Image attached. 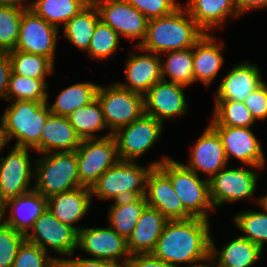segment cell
<instances>
[{"label":"cell","instance_id":"6da1fadb","mask_svg":"<svg viewBox=\"0 0 267 267\" xmlns=\"http://www.w3.org/2000/svg\"><path fill=\"white\" fill-rule=\"evenodd\" d=\"M209 221L192 217L167 221L152 254L174 267L177 264L213 261Z\"/></svg>","mask_w":267,"mask_h":267},{"label":"cell","instance_id":"7a4b0ae2","mask_svg":"<svg viewBox=\"0 0 267 267\" xmlns=\"http://www.w3.org/2000/svg\"><path fill=\"white\" fill-rule=\"evenodd\" d=\"M204 34L187 9L179 7L167 16L149 19L145 38L135 47L155 54L182 50L194 47Z\"/></svg>","mask_w":267,"mask_h":267},{"label":"cell","instance_id":"3957f363","mask_svg":"<svg viewBox=\"0 0 267 267\" xmlns=\"http://www.w3.org/2000/svg\"><path fill=\"white\" fill-rule=\"evenodd\" d=\"M151 163L147 168L135 161L119 160L106 170L91 187V195L99 199H126L143 196L146 193V179L153 167H158L164 160ZM135 162V163H134Z\"/></svg>","mask_w":267,"mask_h":267},{"label":"cell","instance_id":"277c9868","mask_svg":"<svg viewBox=\"0 0 267 267\" xmlns=\"http://www.w3.org/2000/svg\"><path fill=\"white\" fill-rule=\"evenodd\" d=\"M47 102L14 101L2 118L8 140L16 137L15 147L34 148L40 141L47 117Z\"/></svg>","mask_w":267,"mask_h":267},{"label":"cell","instance_id":"5b68a950","mask_svg":"<svg viewBox=\"0 0 267 267\" xmlns=\"http://www.w3.org/2000/svg\"><path fill=\"white\" fill-rule=\"evenodd\" d=\"M158 167L170 178L183 207L193 217L208 220L207 210L214 209L210 199L209 179L201 180L194 171L170 158Z\"/></svg>","mask_w":267,"mask_h":267},{"label":"cell","instance_id":"8992f818","mask_svg":"<svg viewBox=\"0 0 267 267\" xmlns=\"http://www.w3.org/2000/svg\"><path fill=\"white\" fill-rule=\"evenodd\" d=\"M37 162L33 189L44 197L82 187L79 181L76 152H52Z\"/></svg>","mask_w":267,"mask_h":267},{"label":"cell","instance_id":"52a82bcc","mask_svg":"<svg viewBox=\"0 0 267 267\" xmlns=\"http://www.w3.org/2000/svg\"><path fill=\"white\" fill-rule=\"evenodd\" d=\"M96 98L101 104L107 128L115 133L145 113L144 96L122 88L117 83L106 88L99 85Z\"/></svg>","mask_w":267,"mask_h":267},{"label":"cell","instance_id":"ba28073f","mask_svg":"<svg viewBox=\"0 0 267 267\" xmlns=\"http://www.w3.org/2000/svg\"><path fill=\"white\" fill-rule=\"evenodd\" d=\"M75 152L80 184L90 189L119 161L116 140L110 132L101 138L82 140Z\"/></svg>","mask_w":267,"mask_h":267},{"label":"cell","instance_id":"9c48e42d","mask_svg":"<svg viewBox=\"0 0 267 267\" xmlns=\"http://www.w3.org/2000/svg\"><path fill=\"white\" fill-rule=\"evenodd\" d=\"M162 125V122L144 113L132 123L119 128L113 133L119 160L134 161L152 148L161 135Z\"/></svg>","mask_w":267,"mask_h":267},{"label":"cell","instance_id":"30bf717a","mask_svg":"<svg viewBox=\"0 0 267 267\" xmlns=\"http://www.w3.org/2000/svg\"><path fill=\"white\" fill-rule=\"evenodd\" d=\"M26 241L38 245L47 252V246L61 255H72L78 247V232L56 219L47 208L34 222Z\"/></svg>","mask_w":267,"mask_h":267},{"label":"cell","instance_id":"8fae6325","mask_svg":"<svg viewBox=\"0 0 267 267\" xmlns=\"http://www.w3.org/2000/svg\"><path fill=\"white\" fill-rule=\"evenodd\" d=\"M255 171L244 168L221 169L209 178L210 199L214 208L226 201L235 202L254 195L257 183Z\"/></svg>","mask_w":267,"mask_h":267},{"label":"cell","instance_id":"7c38bea8","mask_svg":"<svg viewBox=\"0 0 267 267\" xmlns=\"http://www.w3.org/2000/svg\"><path fill=\"white\" fill-rule=\"evenodd\" d=\"M58 28L46 22L29 8L23 12L15 50L39 54L54 63Z\"/></svg>","mask_w":267,"mask_h":267},{"label":"cell","instance_id":"4fadbf2b","mask_svg":"<svg viewBox=\"0 0 267 267\" xmlns=\"http://www.w3.org/2000/svg\"><path fill=\"white\" fill-rule=\"evenodd\" d=\"M95 6L100 20L119 35L132 39L140 38L141 41L136 46L143 41L148 19L128 2L125 0H98Z\"/></svg>","mask_w":267,"mask_h":267},{"label":"cell","instance_id":"5bb4252c","mask_svg":"<svg viewBox=\"0 0 267 267\" xmlns=\"http://www.w3.org/2000/svg\"><path fill=\"white\" fill-rule=\"evenodd\" d=\"M145 198L148 206L156 208L168 221L187 220L193 216L183 207L173 190L170 178L159 168L153 167L147 175Z\"/></svg>","mask_w":267,"mask_h":267},{"label":"cell","instance_id":"9a60e30c","mask_svg":"<svg viewBox=\"0 0 267 267\" xmlns=\"http://www.w3.org/2000/svg\"><path fill=\"white\" fill-rule=\"evenodd\" d=\"M78 247L94 256V259L119 264V258L125 257L121 265L125 266L130 253L127 240L109 228H81L78 231Z\"/></svg>","mask_w":267,"mask_h":267},{"label":"cell","instance_id":"2e32d148","mask_svg":"<svg viewBox=\"0 0 267 267\" xmlns=\"http://www.w3.org/2000/svg\"><path fill=\"white\" fill-rule=\"evenodd\" d=\"M29 148L15 147L6 158L0 162V197L6 202L8 199L29 192L27 187L34 172H31Z\"/></svg>","mask_w":267,"mask_h":267},{"label":"cell","instance_id":"e0dca14e","mask_svg":"<svg viewBox=\"0 0 267 267\" xmlns=\"http://www.w3.org/2000/svg\"><path fill=\"white\" fill-rule=\"evenodd\" d=\"M220 135L227 160L235 157L254 168H262L265 157L257 137L246 127L212 126Z\"/></svg>","mask_w":267,"mask_h":267},{"label":"cell","instance_id":"ac0fdd59","mask_svg":"<svg viewBox=\"0 0 267 267\" xmlns=\"http://www.w3.org/2000/svg\"><path fill=\"white\" fill-rule=\"evenodd\" d=\"M183 87L166 79L158 81L144 95L145 114L162 123L163 119L182 116L187 111Z\"/></svg>","mask_w":267,"mask_h":267},{"label":"cell","instance_id":"d6986e66","mask_svg":"<svg viewBox=\"0 0 267 267\" xmlns=\"http://www.w3.org/2000/svg\"><path fill=\"white\" fill-rule=\"evenodd\" d=\"M190 164L185 165L197 174L200 170L212 178L225 168L228 160L218 132L209 125L192 149Z\"/></svg>","mask_w":267,"mask_h":267},{"label":"cell","instance_id":"ffe728a7","mask_svg":"<svg viewBox=\"0 0 267 267\" xmlns=\"http://www.w3.org/2000/svg\"><path fill=\"white\" fill-rule=\"evenodd\" d=\"M81 142L68 117L50 114L43 127L41 141L33 149L41 154L51 153L52 149H57L56 152H73Z\"/></svg>","mask_w":267,"mask_h":267},{"label":"cell","instance_id":"44dd1931","mask_svg":"<svg viewBox=\"0 0 267 267\" xmlns=\"http://www.w3.org/2000/svg\"><path fill=\"white\" fill-rule=\"evenodd\" d=\"M161 58L153 53L151 55H132L125 70L126 83H117L122 88L145 95L148 90L162 80Z\"/></svg>","mask_w":267,"mask_h":267},{"label":"cell","instance_id":"7402d4cb","mask_svg":"<svg viewBox=\"0 0 267 267\" xmlns=\"http://www.w3.org/2000/svg\"><path fill=\"white\" fill-rule=\"evenodd\" d=\"M8 206L12 208L11 215L5 220V224L25 236L29 233L28 228L32 229L34 222L48 208L47 198L34 189L8 199L5 202V209Z\"/></svg>","mask_w":267,"mask_h":267},{"label":"cell","instance_id":"603a6c76","mask_svg":"<svg viewBox=\"0 0 267 267\" xmlns=\"http://www.w3.org/2000/svg\"><path fill=\"white\" fill-rule=\"evenodd\" d=\"M91 189L79 187L47 198V207L56 219L77 232L81 229L72 225L87 213L91 202Z\"/></svg>","mask_w":267,"mask_h":267},{"label":"cell","instance_id":"cb8c5ba5","mask_svg":"<svg viewBox=\"0 0 267 267\" xmlns=\"http://www.w3.org/2000/svg\"><path fill=\"white\" fill-rule=\"evenodd\" d=\"M263 83L259 69L248 62L241 63L231 70L219 84L216 100L244 102Z\"/></svg>","mask_w":267,"mask_h":267},{"label":"cell","instance_id":"d4e9b609","mask_svg":"<svg viewBox=\"0 0 267 267\" xmlns=\"http://www.w3.org/2000/svg\"><path fill=\"white\" fill-rule=\"evenodd\" d=\"M167 221L156 208L147 205L127 240L129 253H152Z\"/></svg>","mask_w":267,"mask_h":267},{"label":"cell","instance_id":"484cf974","mask_svg":"<svg viewBox=\"0 0 267 267\" xmlns=\"http://www.w3.org/2000/svg\"><path fill=\"white\" fill-rule=\"evenodd\" d=\"M224 44H216L215 38L205 33L193 47V70L195 81H202L207 87L217 76L224 58L221 48Z\"/></svg>","mask_w":267,"mask_h":267},{"label":"cell","instance_id":"4316f807","mask_svg":"<svg viewBox=\"0 0 267 267\" xmlns=\"http://www.w3.org/2000/svg\"><path fill=\"white\" fill-rule=\"evenodd\" d=\"M186 9L196 24L207 33L208 29L221 26L226 17L239 16L235 0H189Z\"/></svg>","mask_w":267,"mask_h":267},{"label":"cell","instance_id":"83f0119b","mask_svg":"<svg viewBox=\"0 0 267 267\" xmlns=\"http://www.w3.org/2000/svg\"><path fill=\"white\" fill-rule=\"evenodd\" d=\"M262 249L244 237H238L222 247L221 252L215 247L211 239V256L215 259L219 255L218 267H250L260 258Z\"/></svg>","mask_w":267,"mask_h":267},{"label":"cell","instance_id":"f1b7e54d","mask_svg":"<svg viewBox=\"0 0 267 267\" xmlns=\"http://www.w3.org/2000/svg\"><path fill=\"white\" fill-rule=\"evenodd\" d=\"M147 205L145 195L115 200L109 210L110 227L128 240Z\"/></svg>","mask_w":267,"mask_h":267},{"label":"cell","instance_id":"f546056e","mask_svg":"<svg viewBox=\"0 0 267 267\" xmlns=\"http://www.w3.org/2000/svg\"><path fill=\"white\" fill-rule=\"evenodd\" d=\"M99 20L96 6L87 5L64 25V34L77 48L88 51Z\"/></svg>","mask_w":267,"mask_h":267},{"label":"cell","instance_id":"4dcf8cb0","mask_svg":"<svg viewBox=\"0 0 267 267\" xmlns=\"http://www.w3.org/2000/svg\"><path fill=\"white\" fill-rule=\"evenodd\" d=\"M86 6L82 0H36L29 9L58 28L59 22L65 25Z\"/></svg>","mask_w":267,"mask_h":267},{"label":"cell","instance_id":"1f68e13d","mask_svg":"<svg viewBox=\"0 0 267 267\" xmlns=\"http://www.w3.org/2000/svg\"><path fill=\"white\" fill-rule=\"evenodd\" d=\"M99 85L77 83L63 90L55 103L49 107L51 114L68 116L79 107L86 106L96 99Z\"/></svg>","mask_w":267,"mask_h":267},{"label":"cell","instance_id":"d6a6232c","mask_svg":"<svg viewBox=\"0 0 267 267\" xmlns=\"http://www.w3.org/2000/svg\"><path fill=\"white\" fill-rule=\"evenodd\" d=\"M67 117L82 140L97 139L93 132L107 127L97 98L90 104L77 108Z\"/></svg>","mask_w":267,"mask_h":267},{"label":"cell","instance_id":"836d02e7","mask_svg":"<svg viewBox=\"0 0 267 267\" xmlns=\"http://www.w3.org/2000/svg\"><path fill=\"white\" fill-rule=\"evenodd\" d=\"M168 57L161 63L162 78L171 77V82L183 86L195 82L193 70V47L165 53Z\"/></svg>","mask_w":267,"mask_h":267},{"label":"cell","instance_id":"e575fe53","mask_svg":"<svg viewBox=\"0 0 267 267\" xmlns=\"http://www.w3.org/2000/svg\"><path fill=\"white\" fill-rule=\"evenodd\" d=\"M12 72L28 78L45 79L53 71L54 63L39 54L25 53L19 50L8 52Z\"/></svg>","mask_w":267,"mask_h":267},{"label":"cell","instance_id":"d590c367","mask_svg":"<svg viewBox=\"0 0 267 267\" xmlns=\"http://www.w3.org/2000/svg\"><path fill=\"white\" fill-rule=\"evenodd\" d=\"M214 118L211 126L246 127L256 121L244 102L233 100H216Z\"/></svg>","mask_w":267,"mask_h":267},{"label":"cell","instance_id":"8d00e7d4","mask_svg":"<svg viewBox=\"0 0 267 267\" xmlns=\"http://www.w3.org/2000/svg\"><path fill=\"white\" fill-rule=\"evenodd\" d=\"M45 79H34L11 73L6 98L14 101L28 100L47 102L48 94ZM15 96V97H13Z\"/></svg>","mask_w":267,"mask_h":267},{"label":"cell","instance_id":"74e56055","mask_svg":"<svg viewBox=\"0 0 267 267\" xmlns=\"http://www.w3.org/2000/svg\"><path fill=\"white\" fill-rule=\"evenodd\" d=\"M25 10L19 6L0 5V52L15 50Z\"/></svg>","mask_w":267,"mask_h":267},{"label":"cell","instance_id":"f35d334b","mask_svg":"<svg viewBox=\"0 0 267 267\" xmlns=\"http://www.w3.org/2000/svg\"><path fill=\"white\" fill-rule=\"evenodd\" d=\"M235 225L249 241L258 245L262 250L267 241V212L245 211L234 217Z\"/></svg>","mask_w":267,"mask_h":267},{"label":"cell","instance_id":"ab89813d","mask_svg":"<svg viewBox=\"0 0 267 267\" xmlns=\"http://www.w3.org/2000/svg\"><path fill=\"white\" fill-rule=\"evenodd\" d=\"M119 37L115 30L99 20L91 38L88 54L100 60L106 59L117 50L120 41Z\"/></svg>","mask_w":267,"mask_h":267},{"label":"cell","instance_id":"60d3db41","mask_svg":"<svg viewBox=\"0 0 267 267\" xmlns=\"http://www.w3.org/2000/svg\"><path fill=\"white\" fill-rule=\"evenodd\" d=\"M59 258L48 257L38 245L26 240L19 247L12 267H58Z\"/></svg>","mask_w":267,"mask_h":267},{"label":"cell","instance_id":"b9f144b4","mask_svg":"<svg viewBox=\"0 0 267 267\" xmlns=\"http://www.w3.org/2000/svg\"><path fill=\"white\" fill-rule=\"evenodd\" d=\"M25 240V235L11 226L0 225V267L13 266L18 249Z\"/></svg>","mask_w":267,"mask_h":267},{"label":"cell","instance_id":"7bdbcfd3","mask_svg":"<svg viewBox=\"0 0 267 267\" xmlns=\"http://www.w3.org/2000/svg\"><path fill=\"white\" fill-rule=\"evenodd\" d=\"M148 20L167 16L180 7V3L175 0H125Z\"/></svg>","mask_w":267,"mask_h":267},{"label":"cell","instance_id":"ee69618b","mask_svg":"<svg viewBox=\"0 0 267 267\" xmlns=\"http://www.w3.org/2000/svg\"><path fill=\"white\" fill-rule=\"evenodd\" d=\"M255 120L267 118V85H259L244 101Z\"/></svg>","mask_w":267,"mask_h":267},{"label":"cell","instance_id":"f6af8a7d","mask_svg":"<svg viewBox=\"0 0 267 267\" xmlns=\"http://www.w3.org/2000/svg\"><path fill=\"white\" fill-rule=\"evenodd\" d=\"M124 267H174L173 265L158 259L152 253L130 254Z\"/></svg>","mask_w":267,"mask_h":267},{"label":"cell","instance_id":"bcb514c9","mask_svg":"<svg viewBox=\"0 0 267 267\" xmlns=\"http://www.w3.org/2000/svg\"><path fill=\"white\" fill-rule=\"evenodd\" d=\"M58 267H124L121 264H117L114 262L94 259V258H87V259H80V257H76V259H64L59 258Z\"/></svg>","mask_w":267,"mask_h":267},{"label":"cell","instance_id":"7dc6e473","mask_svg":"<svg viewBox=\"0 0 267 267\" xmlns=\"http://www.w3.org/2000/svg\"><path fill=\"white\" fill-rule=\"evenodd\" d=\"M11 73L12 68L8 52H0V98H6Z\"/></svg>","mask_w":267,"mask_h":267},{"label":"cell","instance_id":"c3c4849f","mask_svg":"<svg viewBox=\"0 0 267 267\" xmlns=\"http://www.w3.org/2000/svg\"><path fill=\"white\" fill-rule=\"evenodd\" d=\"M235 5L239 15L258 7H266L267 0H235Z\"/></svg>","mask_w":267,"mask_h":267},{"label":"cell","instance_id":"681fc988","mask_svg":"<svg viewBox=\"0 0 267 267\" xmlns=\"http://www.w3.org/2000/svg\"><path fill=\"white\" fill-rule=\"evenodd\" d=\"M0 149L9 141L7 138V134L5 131V125L3 118L1 119V124H0Z\"/></svg>","mask_w":267,"mask_h":267},{"label":"cell","instance_id":"f907efd6","mask_svg":"<svg viewBox=\"0 0 267 267\" xmlns=\"http://www.w3.org/2000/svg\"><path fill=\"white\" fill-rule=\"evenodd\" d=\"M24 1L26 0H0V5H14V6H19L21 8L28 9L29 8L28 5L22 4Z\"/></svg>","mask_w":267,"mask_h":267},{"label":"cell","instance_id":"816d5d0a","mask_svg":"<svg viewBox=\"0 0 267 267\" xmlns=\"http://www.w3.org/2000/svg\"><path fill=\"white\" fill-rule=\"evenodd\" d=\"M6 213V209H5V201L0 197V221H2V219L4 218ZM5 223V221L0 222V225H3Z\"/></svg>","mask_w":267,"mask_h":267},{"label":"cell","instance_id":"f5cc1de1","mask_svg":"<svg viewBox=\"0 0 267 267\" xmlns=\"http://www.w3.org/2000/svg\"><path fill=\"white\" fill-rule=\"evenodd\" d=\"M257 201L264 208V210L267 212V195L262 197L260 200H257Z\"/></svg>","mask_w":267,"mask_h":267},{"label":"cell","instance_id":"db71d44e","mask_svg":"<svg viewBox=\"0 0 267 267\" xmlns=\"http://www.w3.org/2000/svg\"><path fill=\"white\" fill-rule=\"evenodd\" d=\"M198 263H200V262L193 263V265L189 266V267H213V266H209V265H203L202 263H200V264H198ZM216 267H218V266H216Z\"/></svg>","mask_w":267,"mask_h":267},{"label":"cell","instance_id":"11a10c76","mask_svg":"<svg viewBox=\"0 0 267 267\" xmlns=\"http://www.w3.org/2000/svg\"><path fill=\"white\" fill-rule=\"evenodd\" d=\"M87 5H95L98 0H82Z\"/></svg>","mask_w":267,"mask_h":267}]
</instances>
